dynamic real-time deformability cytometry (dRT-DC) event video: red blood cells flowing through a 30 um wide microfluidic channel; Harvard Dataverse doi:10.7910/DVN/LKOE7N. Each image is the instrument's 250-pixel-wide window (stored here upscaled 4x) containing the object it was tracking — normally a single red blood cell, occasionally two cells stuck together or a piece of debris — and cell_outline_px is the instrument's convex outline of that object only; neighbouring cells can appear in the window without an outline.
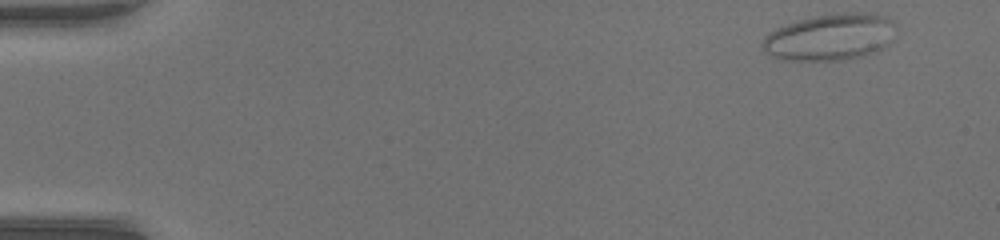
{"species": "common noctule bat (a hibernating species)", "species_latin": "Nyctalus noctula", "temperature_condition": "warm", "stored_images_in_passage": 48, "camera_frame_rate_fps": 3000, "um_per_image_px": 0.085, "animal": {"sex": "female", "body_mass_g": 17.0, "forearm_length_mm": 48.0}, "frame": {"image": 1, "passage_image": 1, "time_ms": 0.0, "image_size_px": [1000, 240], "cell_outline_px": [[896, 24], [892, 40], [884, 48], [876, 52], [860, 56], [840, 60], [784, 60], [772, 56], [760, 44], [764, 36], [768, 32], [776, 28], [812, 16], [832, 12], [872, 12], [888, 16]], "centroid_in_image_um": [70.61, 3.12], "position_along_channel_um": 14.4, "area_um2": 36.76}}
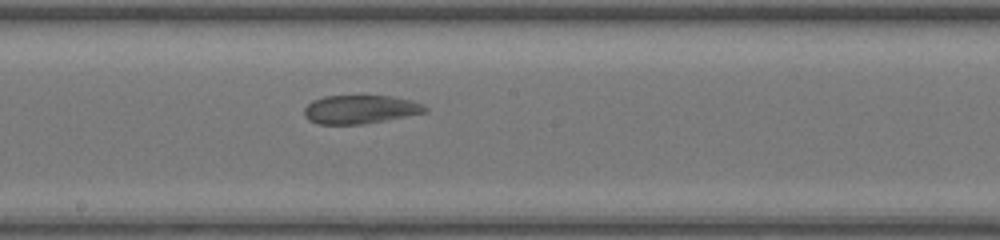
{"frame": {"image": 2, "passage_image": 26, "time_ms": 8.333, "image_size_px": [1000, 240], "cell_outline_px": [[428, 108], [424, 112], [364, 124], [320, 124], [308, 120], [304, 116], [304, 108], [312, 100], [324, 96], [392, 96], [412, 100], [424, 104]], "centroid_in_image_um": [30.58, 9.29], "position_along_channel_um": 217.6, "area_um2": 20.0}}
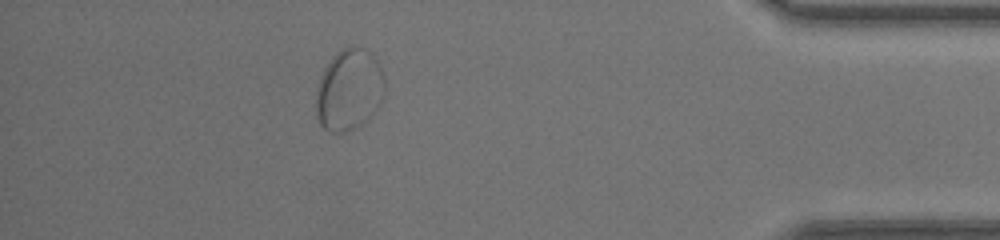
{"frame": {"image": 3, "passage_image": 43, "time_ms": 14.0, "image_size_px": [1000, 240], "cell_outline_px": [[384, 96], [376, 108], [360, 124], [344, 132], [332, 132], [324, 128], [320, 124], [316, 116], [316, 88], [320, 76], [324, 68], [332, 56], [340, 48], [348, 44], [352, 44], [364, 48], [372, 52], [380, 68], [384, 80]], "centroid_in_image_um": [29.64, 7.56], "position_along_channel_um": 405.6, "area_um2": 32.71}}